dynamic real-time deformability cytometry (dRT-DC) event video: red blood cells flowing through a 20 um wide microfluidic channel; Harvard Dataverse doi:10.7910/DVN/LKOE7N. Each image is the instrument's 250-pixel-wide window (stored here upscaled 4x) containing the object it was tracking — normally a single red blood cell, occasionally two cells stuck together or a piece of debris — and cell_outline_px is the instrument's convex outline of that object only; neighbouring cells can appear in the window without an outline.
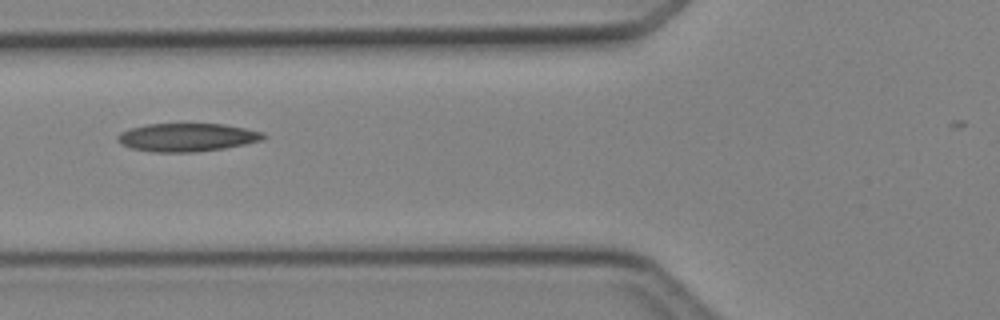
{"species": "Egyptian fruit bat (a non-hibernating species)", "species_latin": "Rousettus aegyptiacus", "temperature_condition": "cold", "stored_images_in_passage": 5, "camera_frame_rate_fps": 3000, "um_per_image_px": 0.085, "animal": {"sex": "female"}, "frame": {"image": 1, "passage_image": 5, "time_ms": 4.667, "image_size_px": [1000, 320], "cell_outline_px": [[268, 136], [260, 140], [244, 144], [224, 148], [196, 152], [152, 152], [132, 148], [120, 144], [116, 140], [116, 136], [120, 132], [128, 128], [148, 124], [224, 124], [264, 132]], "centroid_in_image_um": [15.86, 11.67], "position_along_channel_um": 109.9, "area_um2": 24.04}}